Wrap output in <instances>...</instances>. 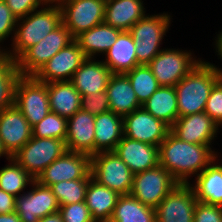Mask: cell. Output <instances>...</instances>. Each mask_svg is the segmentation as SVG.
<instances>
[{"mask_svg":"<svg viewBox=\"0 0 222 222\" xmlns=\"http://www.w3.org/2000/svg\"><path fill=\"white\" fill-rule=\"evenodd\" d=\"M142 107L169 127L179 117L177 94L172 86H160Z\"/></svg>","mask_w":222,"mask_h":222,"instance_id":"f546056e","label":"cell"},{"mask_svg":"<svg viewBox=\"0 0 222 222\" xmlns=\"http://www.w3.org/2000/svg\"><path fill=\"white\" fill-rule=\"evenodd\" d=\"M110 111L122 117L142 107L125 74H113L106 88Z\"/></svg>","mask_w":222,"mask_h":222,"instance_id":"603a6c76","label":"cell"},{"mask_svg":"<svg viewBox=\"0 0 222 222\" xmlns=\"http://www.w3.org/2000/svg\"><path fill=\"white\" fill-rule=\"evenodd\" d=\"M4 2L17 19L27 16L33 10L39 8V5H45L42 0H4Z\"/></svg>","mask_w":222,"mask_h":222,"instance_id":"b9f144b4","label":"cell"},{"mask_svg":"<svg viewBox=\"0 0 222 222\" xmlns=\"http://www.w3.org/2000/svg\"><path fill=\"white\" fill-rule=\"evenodd\" d=\"M45 6L47 7L33 10L27 16L17 19L15 34L12 38V53L11 50L6 51L13 59L17 60L28 48L39 43L62 24L60 5L45 4Z\"/></svg>","mask_w":222,"mask_h":222,"instance_id":"3957f363","label":"cell"},{"mask_svg":"<svg viewBox=\"0 0 222 222\" xmlns=\"http://www.w3.org/2000/svg\"><path fill=\"white\" fill-rule=\"evenodd\" d=\"M106 0H61L62 23L75 38L104 22Z\"/></svg>","mask_w":222,"mask_h":222,"instance_id":"8fae6325","label":"cell"},{"mask_svg":"<svg viewBox=\"0 0 222 222\" xmlns=\"http://www.w3.org/2000/svg\"><path fill=\"white\" fill-rule=\"evenodd\" d=\"M74 41L70 31L62 23L36 45L28 48L17 60L22 76H34L57 52Z\"/></svg>","mask_w":222,"mask_h":222,"instance_id":"52a82bcc","label":"cell"},{"mask_svg":"<svg viewBox=\"0 0 222 222\" xmlns=\"http://www.w3.org/2000/svg\"><path fill=\"white\" fill-rule=\"evenodd\" d=\"M5 156L7 160L11 158V156L6 152V150L3 148L1 139H0V157Z\"/></svg>","mask_w":222,"mask_h":222,"instance_id":"7dc6e473","label":"cell"},{"mask_svg":"<svg viewBox=\"0 0 222 222\" xmlns=\"http://www.w3.org/2000/svg\"><path fill=\"white\" fill-rule=\"evenodd\" d=\"M38 222H63V220L60 213L56 212L39 219Z\"/></svg>","mask_w":222,"mask_h":222,"instance_id":"bcb514c9","label":"cell"},{"mask_svg":"<svg viewBox=\"0 0 222 222\" xmlns=\"http://www.w3.org/2000/svg\"><path fill=\"white\" fill-rule=\"evenodd\" d=\"M90 179L61 181L50 187L56 196L59 206L85 201L86 190Z\"/></svg>","mask_w":222,"mask_h":222,"instance_id":"e575fe53","label":"cell"},{"mask_svg":"<svg viewBox=\"0 0 222 222\" xmlns=\"http://www.w3.org/2000/svg\"><path fill=\"white\" fill-rule=\"evenodd\" d=\"M219 125L205 112L178 117L170 131L181 140L208 145L215 139Z\"/></svg>","mask_w":222,"mask_h":222,"instance_id":"e0dca14e","label":"cell"},{"mask_svg":"<svg viewBox=\"0 0 222 222\" xmlns=\"http://www.w3.org/2000/svg\"><path fill=\"white\" fill-rule=\"evenodd\" d=\"M113 73L103 63L86 58L70 80L81 96L106 91Z\"/></svg>","mask_w":222,"mask_h":222,"instance_id":"44dd1931","label":"cell"},{"mask_svg":"<svg viewBox=\"0 0 222 222\" xmlns=\"http://www.w3.org/2000/svg\"><path fill=\"white\" fill-rule=\"evenodd\" d=\"M91 175L100 185L130 195L134 174L115 151L99 152L91 156Z\"/></svg>","mask_w":222,"mask_h":222,"instance_id":"5b68a950","label":"cell"},{"mask_svg":"<svg viewBox=\"0 0 222 222\" xmlns=\"http://www.w3.org/2000/svg\"><path fill=\"white\" fill-rule=\"evenodd\" d=\"M85 59L83 51L74 40L47 61L34 77L43 83L70 81Z\"/></svg>","mask_w":222,"mask_h":222,"instance_id":"9a60e30c","label":"cell"},{"mask_svg":"<svg viewBox=\"0 0 222 222\" xmlns=\"http://www.w3.org/2000/svg\"><path fill=\"white\" fill-rule=\"evenodd\" d=\"M142 0H106L104 23L122 31L130 28L146 14Z\"/></svg>","mask_w":222,"mask_h":222,"instance_id":"7402d4cb","label":"cell"},{"mask_svg":"<svg viewBox=\"0 0 222 222\" xmlns=\"http://www.w3.org/2000/svg\"><path fill=\"white\" fill-rule=\"evenodd\" d=\"M193 222H222V206L197 202Z\"/></svg>","mask_w":222,"mask_h":222,"instance_id":"ab89813d","label":"cell"},{"mask_svg":"<svg viewBox=\"0 0 222 222\" xmlns=\"http://www.w3.org/2000/svg\"><path fill=\"white\" fill-rule=\"evenodd\" d=\"M32 137V127L14 105L0 112V139L3 148L12 157Z\"/></svg>","mask_w":222,"mask_h":222,"instance_id":"ac0fdd59","label":"cell"},{"mask_svg":"<svg viewBox=\"0 0 222 222\" xmlns=\"http://www.w3.org/2000/svg\"><path fill=\"white\" fill-rule=\"evenodd\" d=\"M221 77L206 61H200L174 87L177 94L179 117L204 112L214 84Z\"/></svg>","mask_w":222,"mask_h":222,"instance_id":"7a4b0ae2","label":"cell"},{"mask_svg":"<svg viewBox=\"0 0 222 222\" xmlns=\"http://www.w3.org/2000/svg\"><path fill=\"white\" fill-rule=\"evenodd\" d=\"M50 110L70 118L81 109V95L71 81L47 83Z\"/></svg>","mask_w":222,"mask_h":222,"instance_id":"83f0119b","label":"cell"},{"mask_svg":"<svg viewBox=\"0 0 222 222\" xmlns=\"http://www.w3.org/2000/svg\"><path fill=\"white\" fill-rule=\"evenodd\" d=\"M217 40H216V52H218V55L220 56V58L222 59V31L217 34ZM211 67H213L215 69V71L219 74V76L222 78V70L218 67H216L215 65L211 64L210 62H208Z\"/></svg>","mask_w":222,"mask_h":222,"instance_id":"ee69618b","label":"cell"},{"mask_svg":"<svg viewBox=\"0 0 222 222\" xmlns=\"http://www.w3.org/2000/svg\"><path fill=\"white\" fill-rule=\"evenodd\" d=\"M67 118L50 111L38 124L32 127V136L65 140Z\"/></svg>","mask_w":222,"mask_h":222,"instance_id":"d590c367","label":"cell"},{"mask_svg":"<svg viewBox=\"0 0 222 222\" xmlns=\"http://www.w3.org/2000/svg\"><path fill=\"white\" fill-rule=\"evenodd\" d=\"M109 222H156L155 209L132 195H120Z\"/></svg>","mask_w":222,"mask_h":222,"instance_id":"1f68e13d","label":"cell"},{"mask_svg":"<svg viewBox=\"0 0 222 222\" xmlns=\"http://www.w3.org/2000/svg\"><path fill=\"white\" fill-rule=\"evenodd\" d=\"M120 195L93 178L89 180L85 203L95 222H109Z\"/></svg>","mask_w":222,"mask_h":222,"instance_id":"484cf974","label":"cell"},{"mask_svg":"<svg viewBox=\"0 0 222 222\" xmlns=\"http://www.w3.org/2000/svg\"><path fill=\"white\" fill-rule=\"evenodd\" d=\"M130 80L137 99L143 105L151 95L160 87L157 79L148 65H138L125 73Z\"/></svg>","mask_w":222,"mask_h":222,"instance_id":"836d02e7","label":"cell"},{"mask_svg":"<svg viewBox=\"0 0 222 222\" xmlns=\"http://www.w3.org/2000/svg\"><path fill=\"white\" fill-rule=\"evenodd\" d=\"M22 77L16 60L5 50H0V112L15 105V91Z\"/></svg>","mask_w":222,"mask_h":222,"instance_id":"4dcf8cb0","label":"cell"},{"mask_svg":"<svg viewBox=\"0 0 222 222\" xmlns=\"http://www.w3.org/2000/svg\"><path fill=\"white\" fill-rule=\"evenodd\" d=\"M16 197L0 189V214L15 212Z\"/></svg>","mask_w":222,"mask_h":222,"instance_id":"7bdbcfd3","label":"cell"},{"mask_svg":"<svg viewBox=\"0 0 222 222\" xmlns=\"http://www.w3.org/2000/svg\"><path fill=\"white\" fill-rule=\"evenodd\" d=\"M114 151L133 174L159 165V148L155 145L123 136Z\"/></svg>","mask_w":222,"mask_h":222,"instance_id":"ffe728a7","label":"cell"},{"mask_svg":"<svg viewBox=\"0 0 222 222\" xmlns=\"http://www.w3.org/2000/svg\"><path fill=\"white\" fill-rule=\"evenodd\" d=\"M135 43L129 31H122L107 51L103 63L113 74H125L138 66Z\"/></svg>","mask_w":222,"mask_h":222,"instance_id":"cb8c5ba5","label":"cell"},{"mask_svg":"<svg viewBox=\"0 0 222 222\" xmlns=\"http://www.w3.org/2000/svg\"><path fill=\"white\" fill-rule=\"evenodd\" d=\"M31 191L16 197L15 212L21 222H38L39 219L58 212L59 204L49 186L34 180Z\"/></svg>","mask_w":222,"mask_h":222,"instance_id":"5bb4252c","label":"cell"},{"mask_svg":"<svg viewBox=\"0 0 222 222\" xmlns=\"http://www.w3.org/2000/svg\"><path fill=\"white\" fill-rule=\"evenodd\" d=\"M204 112L207 113L217 125H222V78L212 87L206 101Z\"/></svg>","mask_w":222,"mask_h":222,"instance_id":"f35d334b","label":"cell"},{"mask_svg":"<svg viewBox=\"0 0 222 222\" xmlns=\"http://www.w3.org/2000/svg\"><path fill=\"white\" fill-rule=\"evenodd\" d=\"M0 222H21L16 212L0 214Z\"/></svg>","mask_w":222,"mask_h":222,"instance_id":"f6af8a7d","label":"cell"},{"mask_svg":"<svg viewBox=\"0 0 222 222\" xmlns=\"http://www.w3.org/2000/svg\"><path fill=\"white\" fill-rule=\"evenodd\" d=\"M9 164L0 169V189L17 197L35 180L12 157Z\"/></svg>","mask_w":222,"mask_h":222,"instance_id":"d6a6232c","label":"cell"},{"mask_svg":"<svg viewBox=\"0 0 222 222\" xmlns=\"http://www.w3.org/2000/svg\"><path fill=\"white\" fill-rule=\"evenodd\" d=\"M15 106L33 127L51 111L47 83L34 76H22L16 86Z\"/></svg>","mask_w":222,"mask_h":222,"instance_id":"ba28073f","label":"cell"},{"mask_svg":"<svg viewBox=\"0 0 222 222\" xmlns=\"http://www.w3.org/2000/svg\"><path fill=\"white\" fill-rule=\"evenodd\" d=\"M122 30L101 23L74 38L86 58L95 59L98 53H107Z\"/></svg>","mask_w":222,"mask_h":222,"instance_id":"4316f807","label":"cell"},{"mask_svg":"<svg viewBox=\"0 0 222 222\" xmlns=\"http://www.w3.org/2000/svg\"><path fill=\"white\" fill-rule=\"evenodd\" d=\"M81 109L95 116L110 111L106 91L81 96Z\"/></svg>","mask_w":222,"mask_h":222,"instance_id":"8d00e7d4","label":"cell"},{"mask_svg":"<svg viewBox=\"0 0 222 222\" xmlns=\"http://www.w3.org/2000/svg\"><path fill=\"white\" fill-rule=\"evenodd\" d=\"M185 51L163 49L148 64L160 86L175 87L201 61Z\"/></svg>","mask_w":222,"mask_h":222,"instance_id":"30bf717a","label":"cell"},{"mask_svg":"<svg viewBox=\"0 0 222 222\" xmlns=\"http://www.w3.org/2000/svg\"><path fill=\"white\" fill-rule=\"evenodd\" d=\"M16 24L17 18L13 15L4 0H0V42L12 34V31L13 35L15 34Z\"/></svg>","mask_w":222,"mask_h":222,"instance_id":"60d3db41","label":"cell"},{"mask_svg":"<svg viewBox=\"0 0 222 222\" xmlns=\"http://www.w3.org/2000/svg\"><path fill=\"white\" fill-rule=\"evenodd\" d=\"M216 159L197 175L192 188L197 201L222 206V165Z\"/></svg>","mask_w":222,"mask_h":222,"instance_id":"f1b7e54d","label":"cell"},{"mask_svg":"<svg viewBox=\"0 0 222 222\" xmlns=\"http://www.w3.org/2000/svg\"><path fill=\"white\" fill-rule=\"evenodd\" d=\"M158 148L159 165L181 184L189 183L191 175L200 174L218 156L208 145L185 142L171 131Z\"/></svg>","mask_w":222,"mask_h":222,"instance_id":"6da1fadb","label":"cell"},{"mask_svg":"<svg viewBox=\"0 0 222 222\" xmlns=\"http://www.w3.org/2000/svg\"><path fill=\"white\" fill-rule=\"evenodd\" d=\"M91 178V156L67 150L45 168L35 180L41 185L51 186L61 181Z\"/></svg>","mask_w":222,"mask_h":222,"instance_id":"7c38bea8","label":"cell"},{"mask_svg":"<svg viewBox=\"0 0 222 222\" xmlns=\"http://www.w3.org/2000/svg\"><path fill=\"white\" fill-rule=\"evenodd\" d=\"M171 16L163 13L145 15L129 30L134 43L139 65H148L162 51L159 50L164 35L170 27Z\"/></svg>","mask_w":222,"mask_h":222,"instance_id":"277c9868","label":"cell"},{"mask_svg":"<svg viewBox=\"0 0 222 222\" xmlns=\"http://www.w3.org/2000/svg\"><path fill=\"white\" fill-rule=\"evenodd\" d=\"M197 202L190 183H178L155 208L156 222H193Z\"/></svg>","mask_w":222,"mask_h":222,"instance_id":"4fadbf2b","label":"cell"},{"mask_svg":"<svg viewBox=\"0 0 222 222\" xmlns=\"http://www.w3.org/2000/svg\"><path fill=\"white\" fill-rule=\"evenodd\" d=\"M45 4H59L61 0H42Z\"/></svg>","mask_w":222,"mask_h":222,"instance_id":"c3c4849f","label":"cell"},{"mask_svg":"<svg viewBox=\"0 0 222 222\" xmlns=\"http://www.w3.org/2000/svg\"><path fill=\"white\" fill-rule=\"evenodd\" d=\"M95 115L82 109L67 119L65 138L68 151L95 155Z\"/></svg>","mask_w":222,"mask_h":222,"instance_id":"d6986e66","label":"cell"},{"mask_svg":"<svg viewBox=\"0 0 222 222\" xmlns=\"http://www.w3.org/2000/svg\"><path fill=\"white\" fill-rule=\"evenodd\" d=\"M63 222H95L85 201L59 207Z\"/></svg>","mask_w":222,"mask_h":222,"instance_id":"74e56055","label":"cell"},{"mask_svg":"<svg viewBox=\"0 0 222 222\" xmlns=\"http://www.w3.org/2000/svg\"><path fill=\"white\" fill-rule=\"evenodd\" d=\"M123 130L126 137L159 147L170 127L141 107L123 117Z\"/></svg>","mask_w":222,"mask_h":222,"instance_id":"2e32d148","label":"cell"},{"mask_svg":"<svg viewBox=\"0 0 222 222\" xmlns=\"http://www.w3.org/2000/svg\"><path fill=\"white\" fill-rule=\"evenodd\" d=\"M66 151L65 140L32 136L12 158L36 179L45 168Z\"/></svg>","mask_w":222,"mask_h":222,"instance_id":"8992f818","label":"cell"},{"mask_svg":"<svg viewBox=\"0 0 222 222\" xmlns=\"http://www.w3.org/2000/svg\"><path fill=\"white\" fill-rule=\"evenodd\" d=\"M95 154L114 151L124 136L123 117L112 111L95 116Z\"/></svg>","mask_w":222,"mask_h":222,"instance_id":"d4e9b609","label":"cell"},{"mask_svg":"<svg viewBox=\"0 0 222 222\" xmlns=\"http://www.w3.org/2000/svg\"><path fill=\"white\" fill-rule=\"evenodd\" d=\"M177 184L173 176L158 165L134 174L130 195L155 209Z\"/></svg>","mask_w":222,"mask_h":222,"instance_id":"9c48e42d","label":"cell"}]
</instances>
